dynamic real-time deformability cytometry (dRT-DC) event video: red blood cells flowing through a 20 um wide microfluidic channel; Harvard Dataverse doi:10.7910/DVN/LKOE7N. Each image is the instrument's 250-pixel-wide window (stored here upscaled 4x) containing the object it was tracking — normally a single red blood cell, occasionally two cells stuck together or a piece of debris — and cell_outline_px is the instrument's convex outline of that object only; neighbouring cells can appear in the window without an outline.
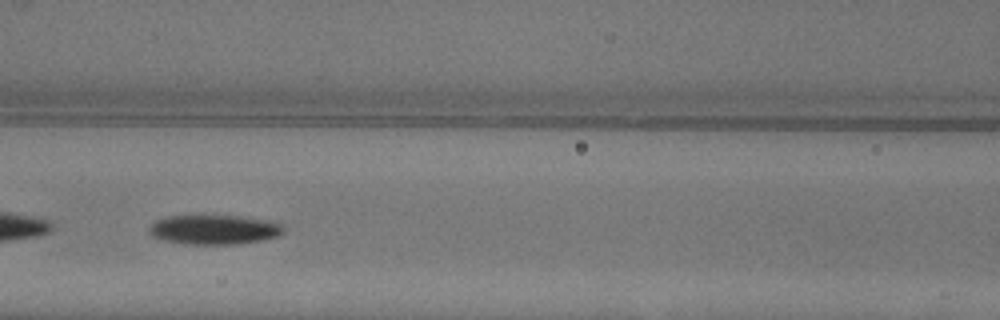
{"species": "common noctule bat (a hibernating species)", "species_latin": "Nyctalus noctula", "temperature_condition": "warm", "stored_images_in_passage": 52, "camera_frame_rate_fps": 3000, "um_per_image_px": 0.085, "animal": {"sex": "female"}, "frame": {"image": 1, "passage_image": 24, "time_ms": 7.667, "image_size_px": [1000, 320], "cell_outline_px": [[284, 232], [276, 236], [264, 240], [240, 244], [184, 244], [160, 240], [152, 236], [148, 232], [148, 228], [156, 220], [168, 216], [240, 216], [268, 220], [284, 224]], "centroid_in_image_um": [18.2, 19.53], "position_along_channel_um": 148.4, "area_um2": 23.35}}
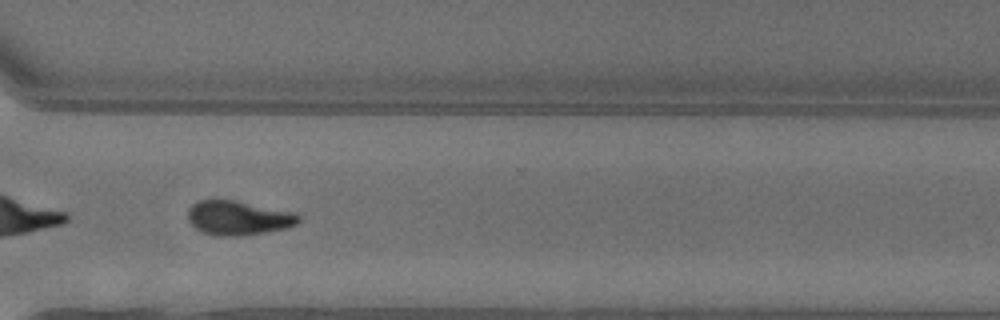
{"frame": {"image": 2, "passage_image": 39, "time_ms": 12.667, "image_size_px": [1000, 320], "cell_outline_px": [[300, 220], [296, 224], [284, 228], [264, 232], [240, 236], [216, 236], [204, 232], [196, 228], [188, 220], [188, 208], [196, 200], [236, 200], [300, 212]], "centroid_in_image_um": [20.29, 18.5], "position_along_channel_um": 350.3, "area_um2": 22.43}}
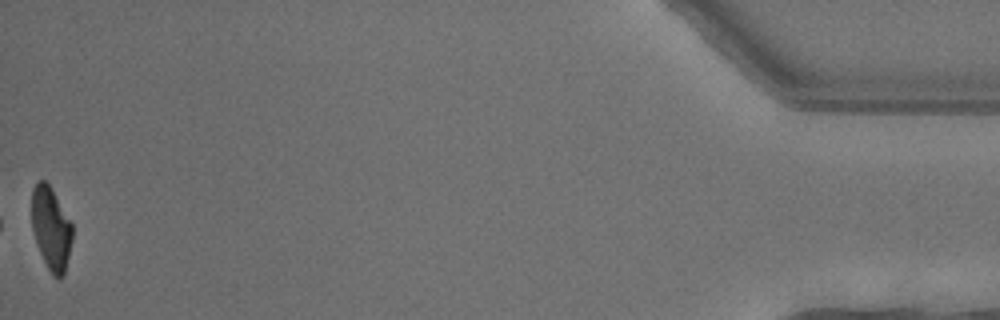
{"frame": {"image": 3, "passage_image": 52, "time_ms": 17.0, "image_size_px": [1000, 320], "cell_outline_px": [[72, 240], [64, 276], [60, 280], [52, 276], [36, 244], [32, 228], [32, 188], [40, 180], [44, 180], [52, 188], [72, 224]], "centroid_in_image_um": [4.34, 19.44], "position_along_channel_um": 430.9, "area_um2": 19.65}, "authors_computed_cell_mechanics": {"area_um2": 24.1026, "velocity_mm_per_s": 4.0514, "shape_relaxation_time_tau1_ms": 5.124, "shape_relaxation_time_tau2_ms": null, "deformation_change_tau1": 0.1999, "deformation_change_tau2": null}}